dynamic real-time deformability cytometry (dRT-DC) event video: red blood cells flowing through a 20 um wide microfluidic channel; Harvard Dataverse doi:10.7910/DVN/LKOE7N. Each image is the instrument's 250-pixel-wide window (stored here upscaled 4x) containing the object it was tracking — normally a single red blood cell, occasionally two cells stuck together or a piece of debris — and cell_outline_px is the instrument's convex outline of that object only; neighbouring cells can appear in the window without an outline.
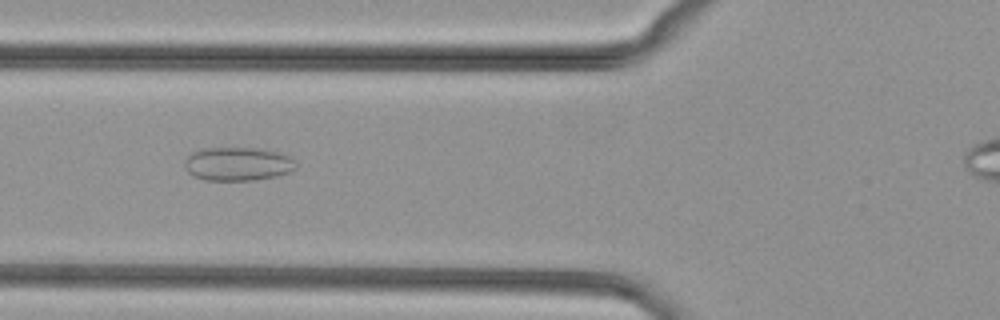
{"species": "common noctule bat (a hibernating species)", "species_latin": "Nyctalus noctula", "temperature_condition": "cold", "stored_images_in_passage": 42, "camera_frame_rate_fps": 3000, "um_per_image_px": 0.085, "animal": {"sex": "female", "body_mass_g": 29.2, "forearm_length_mm": 56.3}, "frame": {"image": 1, "passage_image": 16, "time_ms": 5.0, "image_size_px": [1000, 320], "cell_outline_px": [[296, 168], [288, 172], [276, 176], [252, 180], [204, 180], [192, 176], [184, 168], [184, 164], [188, 156], [192, 152], [208, 148], [256, 148], [280, 152], [296, 160]], "centroid_in_image_um": [20.21, 13.94], "position_along_channel_um": 105.6, "area_um2": 21.79}}
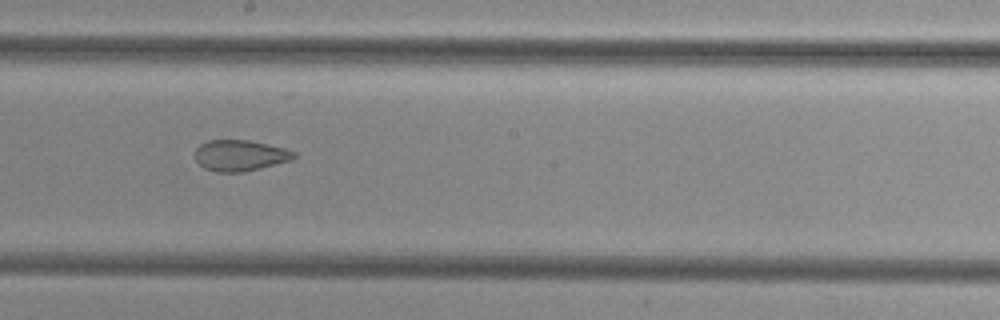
{"frame": {"image": 2, "passage_image": 25, "time_ms": 8.0, "image_size_px": [1000, 320], "cell_outline_px": [[296, 156], [292, 160], [244, 172], [216, 172], [204, 168], [196, 160], [196, 148], [200, 144], [208, 140], [248, 140], [284, 148], [296, 152]], "centroid_in_image_um": [20.4, 13.22], "position_along_channel_um": 227.8, "area_um2": 17.8}}
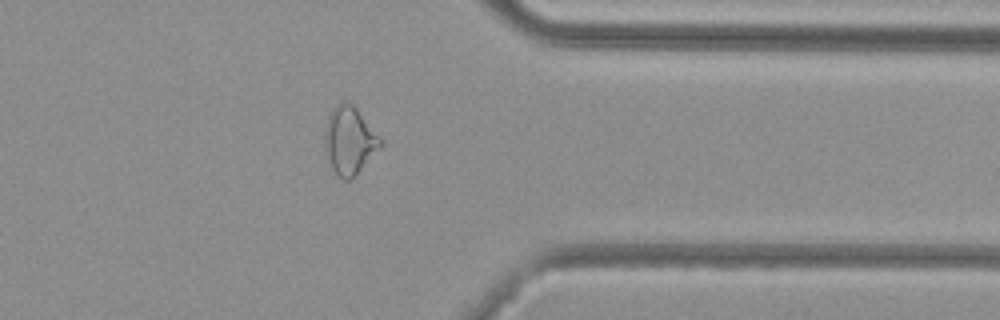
{"frame": {"image": 3, "passage_image": 37, "time_ms": 12.0, "image_size_px": [1000, 320], "cell_outline_px": [[384, 144], [348, 180], [344, 180], [332, 168], [324, 144], [324, 128], [328, 116], [332, 108], [340, 100], [348, 100], [356, 108], [384, 140]], "centroid_in_image_um": [29.7, 11.85], "position_along_channel_um": 381.7, "area_um2": 21.79}}